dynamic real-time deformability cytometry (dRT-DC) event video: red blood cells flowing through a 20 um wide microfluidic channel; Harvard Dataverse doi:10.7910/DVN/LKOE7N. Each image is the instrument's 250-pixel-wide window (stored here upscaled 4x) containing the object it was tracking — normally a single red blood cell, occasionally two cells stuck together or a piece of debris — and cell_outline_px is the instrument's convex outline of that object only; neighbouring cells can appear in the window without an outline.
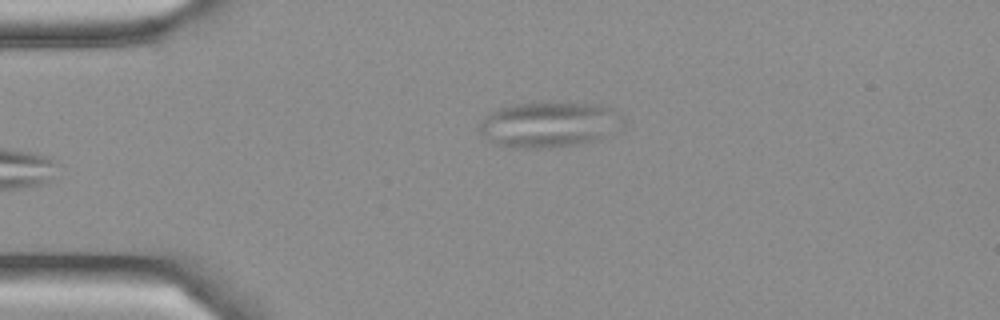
{"species": "Egyptian fruit bat (a non-hibernating species)", "species_latin": "Rousettus aegyptiacus", "temperature_condition": "cold", "stored_images_in_passage": 5, "camera_frame_rate_fps": 3000, "um_per_image_px": 0.085, "frame": {"image": 1, "passage_image": 5, "time_ms": 1.333, "image_size_px": [1000, 320], "cell_outline_px": [[624, 128], [600, 140], [580, 144], [548, 148], [520, 148], [496, 144], [488, 140], [476, 128], [484, 116], [500, 108], [512, 104], [540, 100], [544, 100], [600, 104], [616, 108], [624, 116]], "centroid_in_image_um": [46.77, 10.54], "position_along_channel_um": 38.2, "area_um2": 39.88}}